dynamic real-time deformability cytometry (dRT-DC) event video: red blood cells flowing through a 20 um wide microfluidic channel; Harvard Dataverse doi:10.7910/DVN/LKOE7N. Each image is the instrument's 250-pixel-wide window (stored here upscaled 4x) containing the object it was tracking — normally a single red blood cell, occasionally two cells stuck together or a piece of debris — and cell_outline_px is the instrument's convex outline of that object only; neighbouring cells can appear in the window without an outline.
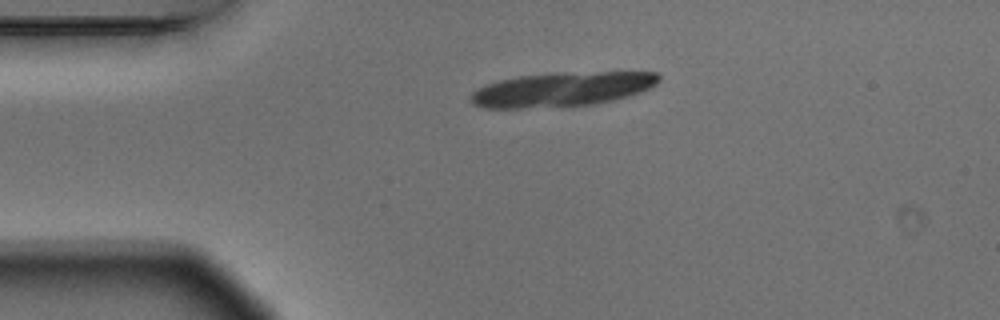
{"species": "Egyptian fruit bat (a non-hibernating species)", "species_latin": "Rousettus aegyptiacus", "temperature_condition": "warm", "stored_images_in_passage": 2, "camera_frame_rate_fps": 3000, "um_per_image_px": 0.085, "animal": {"sex": "male"}, "frame": {"image": 1, "passage_image": 1, "time_ms": 0.0, "image_size_px": [1000, 320], "cell_outline_px": [[660, 80], [656, 84], [640, 92], [628, 96], [596, 104], [520, 108], [484, 108], [472, 104], [472, 92], [488, 84], [500, 80], [520, 76], [552, 72], [656, 72], [660, 76]], "centroid_in_image_um": [47.79, 7.58], "position_along_channel_um": 37.2, "area_um2": 37.4}}